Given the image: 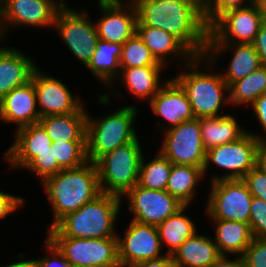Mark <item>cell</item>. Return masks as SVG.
Listing matches in <instances>:
<instances>
[{
    "mask_svg": "<svg viewBox=\"0 0 266 267\" xmlns=\"http://www.w3.org/2000/svg\"><path fill=\"white\" fill-rule=\"evenodd\" d=\"M136 26L162 29L179 39L195 56H205L209 36L203 8L193 0H131Z\"/></svg>",
    "mask_w": 266,
    "mask_h": 267,
    "instance_id": "6da1fadb",
    "label": "cell"
},
{
    "mask_svg": "<svg viewBox=\"0 0 266 267\" xmlns=\"http://www.w3.org/2000/svg\"><path fill=\"white\" fill-rule=\"evenodd\" d=\"M214 67L206 56H195L172 77L186 93L195 118L228 114L221 108L230 106L229 86Z\"/></svg>",
    "mask_w": 266,
    "mask_h": 267,
    "instance_id": "7a4b0ae2",
    "label": "cell"
},
{
    "mask_svg": "<svg viewBox=\"0 0 266 267\" xmlns=\"http://www.w3.org/2000/svg\"><path fill=\"white\" fill-rule=\"evenodd\" d=\"M41 185L53 211L48 229L102 193L96 165L90 161L78 168L63 169Z\"/></svg>",
    "mask_w": 266,
    "mask_h": 267,
    "instance_id": "3957f363",
    "label": "cell"
},
{
    "mask_svg": "<svg viewBox=\"0 0 266 267\" xmlns=\"http://www.w3.org/2000/svg\"><path fill=\"white\" fill-rule=\"evenodd\" d=\"M124 201L119 196L101 193L78 210L67 214L46 237L111 238L117 237L116 221ZM117 230V231H116Z\"/></svg>",
    "mask_w": 266,
    "mask_h": 267,
    "instance_id": "277c9868",
    "label": "cell"
},
{
    "mask_svg": "<svg viewBox=\"0 0 266 267\" xmlns=\"http://www.w3.org/2000/svg\"><path fill=\"white\" fill-rule=\"evenodd\" d=\"M139 108L135 104L119 107L117 110L96 118L87 112L86 154L90 162L95 163L102 155L115 148L135 141L137 134L136 117Z\"/></svg>",
    "mask_w": 266,
    "mask_h": 267,
    "instance_id": "5b68a950",
    "label": "cell"
},
{
    "mask_svg": "<svg viewBox=\"0 0 266 267\" xmlns=\"http://www.w3.org/2000/svg\"><path fill=\"white\" fill-rule=\"evenodd\" d=\"M139 137L102 155L96 162L101 192L122 198L138 184L144 155Z\"/></svg>",
    "mask_w": 266,
    "mask_h": 267,
    "instance_id": "8992f818",
    "label": "cell"
},
{
    "mask_svg": "<svg viewBox=\"0 0 266 267\" xmlns=\"http://www.w3.org/2000/svg\"><path fill=\"white\" fill-rule=\"evenodd\" d=\"M94 22L82 6L77 9L63 5L53 26L62 43H65L73 57L75 56L84 67L91 61L99 40Z\"/></svg>",
    "mask_w": 266,
    "mask_h": 267,
    "instance_id": "52a82bcc",
    "label": "cell"
},
{
    "mask_svg": "<svg viewBox=\"0 0 266 267\" xmlns=\"http://www.w3.org/2000/svg\"><path fill=\"white\" fill-rule=\"evenodd\" d=\"M258 139L247 132L242 138L227 144L206 150L203 168L204 176L211 165L224 170L221 175L213 174L209 182L218 180L242 179L251 169L256 167V151ZM215 165V166H214ZM226 171V172H225Z\"/></svg>",
    "mask_w": 266,
    "mask_h": 267,
    "instance_id": "ba28073f",
    "label": "cell"
},
{
    "mask_svg": "<svg viewBox=\"0 0 266 267\" xmlns=\"http://www.w3.org/2000/svg\"><path fill=\"white\" fill-rule=\"evenodd\" d=\"M62 6L58 0H3L0 3V40L5 43L3 40L16 26L52 30Z\"/></svg>",
    "mask_w": 266,
    "mask_h": 267,
    "instance_id": "9c48e42d",
    "label": "cell"
},
{
    "mask_svg": "<svg viewBox=\"0 0 266 267\" xmlns=\"http://www.w3.org/2000/svg\"><path fill=\"white\" fill-rule=\"evenodd\" d=\"M205 214L208 219L249 223L252 194L242 179L210 182Z\"/></svg>",
    "mask_w": 266,
    "mask_h": 267,
    "instance_id": "30bf717a",
    "label": "cell"
},
{
    "mask_svg": "<svg viewBox=\"0 0 266 267\" xmlns=\"http://www.w3.org/2000/svg\"><path fill=\"white\" fill-rule=\"evenodd\" d=\"M71 266L120 267L118 239L47 237Z\"/></svg>",
    "mask_w": 266,
    "mask_h": 267,
    "instance_id": "8fae6325",
    "label": "cell"
},
{
    "mask_svg": "<svg viewBox=\"0 0 266 267\" xmlns=\"http://www.w3.org/2000/svg\"><path fill=\"white\" fill-rule=\"evenodd\" d=\"M262 24L256 2L248 7L228 10L209 26L207 44H252Z\"/></svg>",
    "mask_w": 266,
    "mask_h": 267,
    "instance_id": "7c38bea8",
    "label": "cell"
},
{
    "mask_svg": "<svg viewBox=\"0 0 266 267\" xmlns=\"http://www.w3.org/2000/svg\"><path fill=\"white\" fill-rule=\"evenodd\" d=\"M163 136L158 150L172 163L204 168L206 150L201 137L200 118L169 128Z\"/></svg>",
    "mask_w": 266,
    "mask_h": 267,
    "instance_id": "4fadbf2b",
    "label": "cell"
},
{
    "mask_svg": "<svg viewBox=\"0 0 266 267\" xmlns=\"http://www.w3.org/2000/svg\"><path fill=\"white\" fill-rule=\"evenodd\" d=\"M126 198V199H125ZM121 200L128 204L132 221L158 226L184 206L167 190H152L136 184Z\"/></svg>",
    "mask_w": 266,
    "mask_h": 267,
    "instance_id": "5bb4252c",
    "label": "cell"
},
{
    "mask_svg": "<svg viewBox=\"0 0 266 267\" xmlns=\"http://www.w3.org/2000/svg\"><path fill=\"white\" fill-rule=\"evenodd\" d=\"M125 229L124 234H117L120 267H134L139 262L165 255L157 226L131 220Z\"/></svg>",
    "mask_w": 266,
    "mask_h": 267,
    "instance_id": "9a60e30c",
    "label": "cell"
},
{
    "mask_svg": "<svg viewBox=\"0 0 266 267\" xmlns=\"http://www.w3.org/2000/svg\"><path fill=\"white\" fill-rule=\"evenodd\" d=\"M97 5L101 16L94 23L100 40L123 45L136 33L137 10L131 0H103Z\"/></svg>",
    "mask_w": 266,
    "mask_h": 267,
    "instance_id": "2e32d148",
    "label": "cell"
},
{
    "mask_svg": "<svg viewBox=\"0 0 266 267\" xmlns=\"http://www.w3.org/2000/svg\"><path fill=\"white\" fill-rule=\"evenodd\" d=\"M38 67L32 76L41 117L77 112L85 103L63 81Z\"/></svg>",
    "mask_w": 266,
    "mask_h": 267,
    "instance_id": "e0dca14e",
    "label": "cell"
},
{
    "mask_svg": "<svg viewBox=\"0 0 266 267\" xmlns=\"http://www.w3.org/2000/svg\"><path fill=\"white\" fill-rule=\"evenodd\" d=\"M148 105L153 114L161 118L156 126L162 132L195 118L186 93L171 77L160 87Z\"/></svg>",
    "mask_w": 266,
    "mask_h": 267,
    "instance_id": "ac0fdd59",
    "label": "cell"
},
{
    "mask_svg": "<svg viewBox=\"0 0 266 267\" xmlns=\"http://www.w3.org/2000/svg\"><path fill=\"white\" fill-rule=\"evenodd\" d=\"M40 119L33 81L15 87L0 99V122L15 123V130L37 124Z\"/></svg>",
    "mask_w": 266,
    "mask_h": 267,
    "instance_id": "d6986e66",
    "label": "cell"
},
{
    "mask_svg": "<svg viewBox=\"0 0 266 267\" xmlns=\"http://www.w3.org/2000/svg\"><path fill=\"white\" fill-rule=\"evenodd\" d=\"M13 143L3 153L10 169H24L40 152L48 150L52 145L51 138L39 124L22 127L15 132Z\"/></svg>",
    "mask_w": 266,
    "mask_h": 267,
    "instance_id": "ffe728a7",
    "label": "cell"
},
{
    "mask_svg": "<svg viewBox=\"0 0 266 267\" xmlns=\"http://www.w3.org/2000/svg\"><path fill=\"white\" fill-rule=\"evenodd\" d=\"M229 51L233 54L228 67H226L227 70L225 73L224 71L220 72L228 86L261 67L258 53L253 44H207L205 56L217 66L216 62L219 63V58Z\"/></svg>",
    "mask_w": 266,
    "mask_h": 267,
    "instance_id": "44dd1931",
    "label": "cell"
},
{
    "mask_svg": "<svg viewBox=\"0 0 266 267\" xmlns=\"http://www.w3.org/2000/svg\"><path fill=\"white\" fill-rule=\"evenodd\" d=\"M120 69L119 77L108 88L109 92L113 88L111 93L113 92L116 98H121L123 95L121 89L120 91H118L119 89L114 91L115 85L120 84L121 86H126V90L128 89L131 96H135V99L138 98L136 100L149 102L157 94L166 80H168L166 78L162 79L165 75H162L161 72L166 69L165 66H143Z\"/></svg>",
    "mask_w": 266,
    "mask_h": 267,
    "instance_id": "7402d4cb",
    "label": "cell"
},
{
    "mask_svg": "<svg viewBox=\"0 0 266 267\" xmlns=\"http://www.w3.org/2000/svg\"><path fill=\"white\" fill-rule=\"evenodd\" d=\"M136 33L155 59L167 68L171 63L175 64L176 61H180L177 64L182 67L195 57L179 39L162 29L151 26H136Z\"/></svg>",
    "mask_w": 266,
    "mask_h": 267,
    "instance_id": "603a6c76",
    "label": "cell"
},
{
    "mask_svg": "<svg viewBox=\"0 0 266 267\" xmlns=\"http://www.w3.org/2000/svg\"><path fill=\"white\" fill-rule=\"evenodd\" d=\"M38 68L34 59L16 47L0 46V99L15 87L31 81Z\"/></svg>",
    "mask_w": 266,
    "mask_h": 267,
    "instance_id": "cb8c5ba5",
    "label": "cell"
},
{
    "mask_svg": "<svg viewBox=\"0 0 266 267\" xmlns=\"http://www.w3.org/2000/svg\"><path fill=\"white\" fill-rule=\"evenodd\" d=\"M175 267H211L222 256L213 237L198 230L171 255Z\"/></svg>",
    "mask_w": 266,
    "mask_h": 267,
    "instance_id": "d4e9b609",
    "label": "cell"
},
{
    "mask_svg": "<svg viewBox=\"0 0 266 267\" xmlns=\"http://www.w3.org/2000/svg\"><path fill=\"white\" fill-rule=\"evenodd\" d=\"M209 220L208 222L213 224V240L220 255L242 257L253 239L249 223L221 219Z\"/></svg>",
    "mask_w": 266,
    "mask_h": 267,
    "instance_id": "484cf974",
    "label": "cell"
},
{
    "mask_svg": "<svg viewBox=\"0 0 266 267\" xmlns=\"http://www.w3.org/2000/svg\"><path fill=\"white\" fill-rule=\"evenodd\" d=\"M83 105L77 112L41 117L38 123L52 142L86 141L87 109Z\"/></svg>",
    "mask_w": 266,
    "mask_h": 267,
    "instance_id": "4316f807",
    "label": "cell"
},
{
    "mask_svg": "<svg viewBox=\"0 0 266 267\" xmlns=\"http://www.w3.org/2000/svg\"><path fill=\"white\" fill-rule=\"evenodd\" d=\"M238 121L239 119L230 113L200 118L201 137L205 150L242 138L248 130Z\"/></svg>",
    "mask_w": 266,
    "mask_h": 267,
    "instance_id": "83f0119b",
    "label": "cell"
},
{
    "mask_svg": "<svg viewBox=\"0 0 266 267\" xmlns=\"http://www.w3.org/2000/svg\"><path fill=\"white\" fill-rule=\"evenodd\" d=\"M122 44L98 40L93 57L86 66L100 85L108 89L119 77L121 69L119 60Z\"/></svg>",
    "mask_w": 266,
    "mask_h": 267,
    "instance_id": "f1b7e54d",
    "label": "cell"
},
{
    "mask_svg": "<svg viewBox=\"0 0 266 267\" xmlns=\"http://www.w3.org/2000/svg\"><path fill=\"white\" fill-rule=\"evenodd\" d=\"M204 177L200 167L173 163L166 190L184 205H192L198 193L196 188L200 181L205 180Z\"/></svg>",
    "mask_w": 266,
    "mask_h": 267,
    "instance_id": "f546056e",
    "label": "cell"
},
{
    "mask_svg": "<svg viewBox=\"0 0 266 267\" xmlns=\"http://www.w3.org/2000/svg\"><path fill=\"white\" fill-rule=\"evenodd\" d=\"M189 207L190 205H184L157 226L163 251H165V246L167 247L166 254L172 255L185 240L198 230L195 221L184 213Z\"/></svg>",
    "mask_w": 266,
    "mask_h": 267,
    "instance_id": "4dcf8cb0",
    "label": "cell"
},
{
    "mask_svg": "<svg viewBox=\"0 0 266 267\" xmlns=\"http://www.w3.org/2000/svg\"><path fill=\"white\" fill-rule=\"evenodd\" d=\"M264 93H266V67L261 66L229 86L230 106L233 109L235 106L248 108Z\"/></svg>",
    "mask_w": 266,
    "mask_h": 267,
    "instance_id": "1f68e13d",
    "label": "cell"
},
{
    "mask_svg": "<svg viewBox=\"0 0 266 267\" xmlns=\"http://www.w3.org/2000/svg\"><path fill=\"white\" fill-rule=\"evenodd\" d=\"M153 156L154 158L147 161V159L145 160V154L143 155L138 185L152 190H166L173 163L159 150Z\"/></svg>",
    "mask_w": 266,
    "mask_h": 267,
    "instance_id": "d6a6232c",
    "label": "cell"
},
{
    "mask_svg": "<svg viewBox=\"0 0 266 267\" xmlns=\"http://www.w3.org/2000/svg\"><path fill=\"white\" fill-rule=\"evenodd\" d=\"M119 64L120 68L164 66L155 59L137 33L122 45Z\"/></svg>",
    "mask_w": 266,
    "mask_h": 267,
    "instance_id": "836d02e7",
    "label": "cell"
},
{
    "mask_svg": "<svg viewBox=\"0 0 266 267\" xmlns=\"http://www.w3.org/2000/svg\"><path fill=\"white\" fill-rule=\"evenodd\" d=\"M54 154L58 165L62 169L78 168L88 162L86 154V141H61L52 142Z\"/></svg>",
    "mask_w": 266,
    "mask_h": 267,
    "instance_id": "e575fe53",
    "label": "cell"
},
{
    "mask_svg": "<svg viewBox=\"0 0 266 267\" xmlns=\"http://www.w3.org/2000/svg\"><path fill=\"white\" fill-rule=\"evenodd\" d=\"M37 175L43 183L47 178L54 176L61 170H63L57 162L54 154V144L49 147L48 150L40 152L25 168L24 170Z\"/></svg>",
    "mask_w": 266,
    "mask_h": 267,
    "instance_id": "d590c367",
    "label": "cell"
},
{
    "mask_svg": "<svg viewBox=\"0 0 266 267\" xmlns=\"http://www.w3.org/2000/svg\"><path fill=\"white\" fill-rule=\"evenodd\" d=\"M255 2L256 0H206L203 8L205 22L210 26L224 12L248 7Z\"/></svg>",
    "mask_w": 266,
    "mask_h": 267,
    "instance_id": "8d00e7d4",
    "label": "cell"
},
{
    "mask_svg": "<svg viewBox=\"0 0 266 267\" xmlns=\"http://www.w3.org/2000/svg\"><path fill=\"white\" fill-rule=\"evenodd\" d=\"M249 226L253 238H266V202L257 197L250 205Z\"/></svg>",
    "mask_w": 266,
    "mask_h": 267,
    "instance_id": "74e56055",
    "label": "cell"
},
{
    "mask_svg": "<svg viewBox=\"0 0 266 267\" xmlns=\"http://www.w3.org/2000/svg\"><path fill=\"white\" fill-rule=\"evenodd\" d=\"M241 258L245 267H266V238H253Z\"/></svg>",
    "mask_w": 266,
    "mask_h": 267,
    "instance_id": "f35d334b",
    "label": "cell"
},
{
    "mask_svg": "<svg viewBox=\"0 0 266 267\" xmlns=\"http://www.w3.org/2000/svg\"><path fill=\"white\" fill-rule=\"evenodd\" d=\"M249 192L253 197H257L266 202V174L258 168L251 169L243 178Z\"/></svg>",
    "mask_w": 266,
    "mask_h": 267,
    "instance_id": "ab89813d",
    "label": "cell"
},
{
    "mask_svg": "<svg viewBox=\"0 0 266 267\" xmlns=\"http://www.w3.org/2000/svg\"><path fill=\"white\" fill-rule=\"evenodd\" d=\"M43 246L47 253L37 258L39 267H71V263L47 237L44 239Z\"/></svg>",
    "mask_w": 266,
    "mask_h": 267,
    "instance_id": "60d3db41",
    "label": "cell"
},
{
    "mask_svg": "<svg viewBox=\"0 0 266 267\" xmlns=\"http://www.w3.org/2000/svg\"><path fill=\"white\" fill-rule=\"evenodd\" d=\"M25 201V198L21 195L6 193L0 189V221L4 218L7 219L17 210H21L25 206Z\"/></svg>",
    "mask_w": 266,
    "mask_h": 267,
    "instance_id": "b9f144b4",
    "label": "cell"
},
{
    "mask_svg": "<svg viewBox=\"0 0 266 267\" xmlns=\"http://www.w3.org/2000/svg\"><path fill=\"white\" fill-rule=\"evenodd\" d=\"M248 108L253 110V115H256L255 117L258 120L256 122L259 123L260 129H262L261 132L263 133L257 134L256 131L250 132V129L248 130V132L254 135L258 140L266 139V93L258 97Z\"/></svg>",
    "mask_w": 266,
    "mask_h": 267,
    "instance_id": "7bdbcfd3",
    "label": "cell"
},
{
    "mask_svg": "<svg viewBox=\"0 0 266 267\" xmlns=\"http://www.w3.org/2000/svg\"><path fill=\"white\" fill-rule=\"evenodd\" d=\"M252 44L258 53L261 66L266 67V24L261 25Z\"/></svg>",
    "mask_w": 266,
    "mask_h": 267,
    "instance_id": "ee69618b",
    "label": "cell"
},
{
    "mask_svg": "<svg viewBox=\"0 0 266 267\" xmlns=\"http://www.w3.org/2000/svg\"><path fill=\"white\" fill-rule=\"evenodd\" d=\"M134 267H175L169 254L137 263Z\"/></svg>",
    "mask_w": 266,
    "mask_h": 267,
    "instance_id": "f6af8a7d",
    "label": "cell"
},
{
    "mask_svg": "<svg viewBox=\"0 0 266 267\" xmlns=\"http://www.w3.org/2000/svg\"><path fill=\"white\" fill-rule=\"evenodd\" d=\"M256 168L266 174V139H259L256 151Z\"/></svg>",
    "mask_w": 266,
    "mask_h": 267,
    "instance_id": "bcb514c9",
    "label": "cell"
},
{
    "mask_svg": "<svg viewBox=\"0 0 266 267\" xmlns=\"http://www.w3.org/2000/svg\"><path fill=\"white\" fill-rule=\"evenodd\" d=\"M211 267H245L241 257H221Z\"/></svg>",
    "mask_w": 266,
    "mask_h": 267,
    "instance_id": "7dc6e473",
    "label": "cell"
},
{
    "mask_svg": "<svg viewBox=\"0 0 266 267\" xmlns=\"http://www.w3.org/2000/svg\"><path fill=\"white\" fill-rule=\"evenodd\" d=\"M26 254L24 253H19L17 259L18 261L16 260V262L12 261V263L10 264H7V265H3V266H0V267H39V264H38V259L34 258V259H26L24 256ZM26 259V260H25Z\"/></svg>",
    "mask_w": 266,
    "mask_h": 267,
    "instance_id": "c3c4849f",
    "label": "cell"
},
{
    "mask_svg": "<svg viewBox=\"0 0 266 267\" xmlns=\"http://www.w3.org/2000/svg\"><path fill=\"white\" fill-rule=\"evenodd\" d=\"M262 16V21L266 24V0H256Z\"/></svg>",
    "mask_w": 266,
    "mask_h": 267,
    "instance_id": "681fc988",
    "label": "cell"
},
{
    "mask_svg": "<svg viewBox=\"0 0 266 267\" xmlns=\"http://www.w3.org/2000/svg\"><path fill=\"white\" fill-rule=\"evenodd\" d=\"M194 2L198 3L202 8H204L206 0H193Z\"/></svg>",
    "mask_w": 266,
    "mask_h": 267,
    "instance_id": "f907efd6",
    "label": "cell"
},
{
    "mask_svg": "<svg viewBox=\"0 0 266 267\" xmlns=\"http://www.w3.org/2000/svg\"><path fill=\"white\" fill-rule=\"evenodd\" d=\"M99 1H103V0H97V2H99ZM59 2L62 4V5H67L68 3H66L67 1H65V0H59Z\"/></svg>",
    "mask_w": 266,
    "mask_h": 267,
    "instance_id": "816d5d0a",
    "label": "cell"
},
{
    "mask_svg": "<svg viewBox=\"0 0 266 267\" xmlns=\"http://www.w3.org/2000/svg\"><path fill=\"white\" fill-rule=\"evenodd\" d=\"M71 267H96V266H84V265H77V266H71Z\"/></svg>",
    "mask_w": 266,
    "mask_h": 267,
    "instance_id": "f5cc1de1",
    "label": "cell"
}]
</instances>
